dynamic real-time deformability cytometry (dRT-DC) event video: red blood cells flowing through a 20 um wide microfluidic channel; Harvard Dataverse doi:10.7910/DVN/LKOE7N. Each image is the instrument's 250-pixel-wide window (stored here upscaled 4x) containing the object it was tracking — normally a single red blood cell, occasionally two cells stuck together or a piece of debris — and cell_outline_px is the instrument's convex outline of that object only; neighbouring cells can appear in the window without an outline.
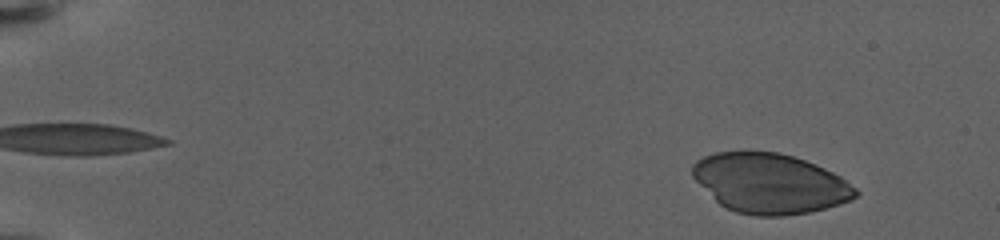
{"species": "human", "species_latin": "Homo sapiens", "temperature_condition": "warm", "stored_images_in_passage": 68, "camera_frame_rate_fps": 3000, "um_per_image_px": 0.085, "donor": {"sex": "female"}, "frame": {"image": 1, "passage_image": 5, "time_ms": 1.333, "image_size_px": [1000, 240], "cell_outline_px": [[860, 192], [852, 200], [824, 208], [808, 212], [784, 216], [756, 216], [736, 212], [720, 204], [692, 176], [692, 164], [696, 160], [704, 156], [716, 152], [776, 152], [792, 156], [804, 160], [824, 168], [840, 176], [856, 188]], "centroid_in_image_um": [65.45, 15.59], "position_along_channel_um": 19.6, "area_um2": 56.41}}
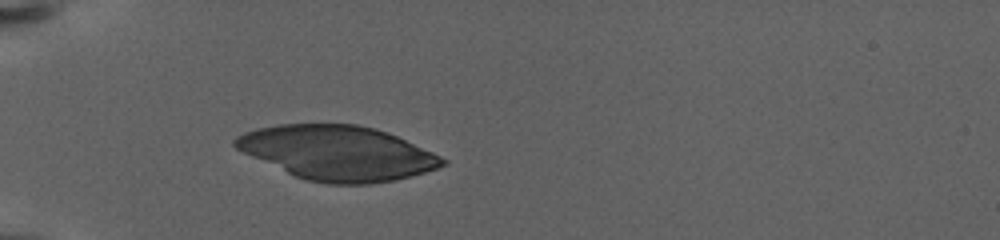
{"frame": {"image": 2, "passage_image": 21, "time_ms": 7.0, "image_size_px": [1000, 240], "cell_outline_px": [[448, 164], [424, 172], [396, 180], [372, 184], [328, 184], [308, 180], [296, 176], [252, 156], [236, 148], [232, 144], [232, 140], [236, 136], [244, 132], [256, 128], [280, 124], [356, 124], [372, 128], [396, 136], [432, 152], [448, 160]], "centroid_in_image_um": [28.68, 13.0], "position_along_channel_um": 56.3, "area_um2": 65.2}}
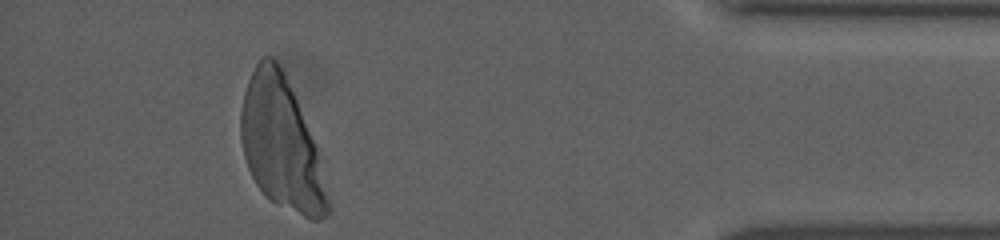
{"frame": {"image": 3, "passage_image": 62, "time_ms": 21.667, "image_size_px": [1000, 240], "cell_outline_px": [[332, 212], [328, 216], [320, 220], [312, 220], [276, 204], [256, 184], [248, 168], [244, 156], [240, 140], [240, 112], [244, 92], [248, 80], [256, 64], [264, 56], [272, 56], [276, 60], [284, 72], [296, 100], [316, 148], [332, 204]], "centroid_in_image_um": [23.91, 12.26], "position_along_channel_um": 411.3, "area_um2": 66.3}}